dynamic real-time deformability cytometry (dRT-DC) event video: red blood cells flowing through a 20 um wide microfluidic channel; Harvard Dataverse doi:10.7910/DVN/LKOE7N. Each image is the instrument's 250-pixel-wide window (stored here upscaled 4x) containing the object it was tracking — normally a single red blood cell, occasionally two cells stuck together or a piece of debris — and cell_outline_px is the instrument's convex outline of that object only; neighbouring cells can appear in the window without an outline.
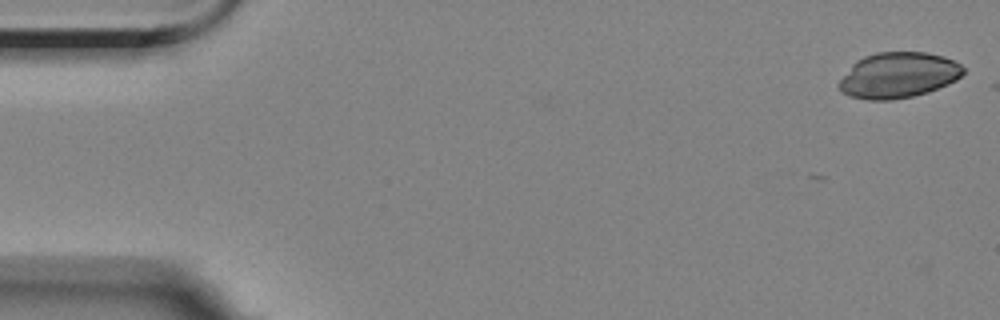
{"species": "Egyptian fruit bat (a non-hibernating species)", "species_latin": "Rousettus aegyptiacus", "temperature_condition": "room temperature", "stored_images_in_passage": 3, "camera_frame_rate_fps": 3000, "um_per_image_px": 0.085, "animal": {"sex": "female"}, "frame": {"image": 1, "passage_image": 1, "time_ms": 0.0, "image_size_px": [1000, 320], "cell_outline_px": [[964, 72], [956, 80], [948, 84], [928, 92], [912, 96], [888, 100], [868, 100], [852, 96], [840, 92], [836, 84], [852, 64], [856, 60], [864, 56], [876, 52], [928, 52], [944, 56], [960, 64], [964, 68]], "centroid_in_image_um": [76.33, 6.38], "position_along_channel_um": 8.7, "area_um2": 33.18}}